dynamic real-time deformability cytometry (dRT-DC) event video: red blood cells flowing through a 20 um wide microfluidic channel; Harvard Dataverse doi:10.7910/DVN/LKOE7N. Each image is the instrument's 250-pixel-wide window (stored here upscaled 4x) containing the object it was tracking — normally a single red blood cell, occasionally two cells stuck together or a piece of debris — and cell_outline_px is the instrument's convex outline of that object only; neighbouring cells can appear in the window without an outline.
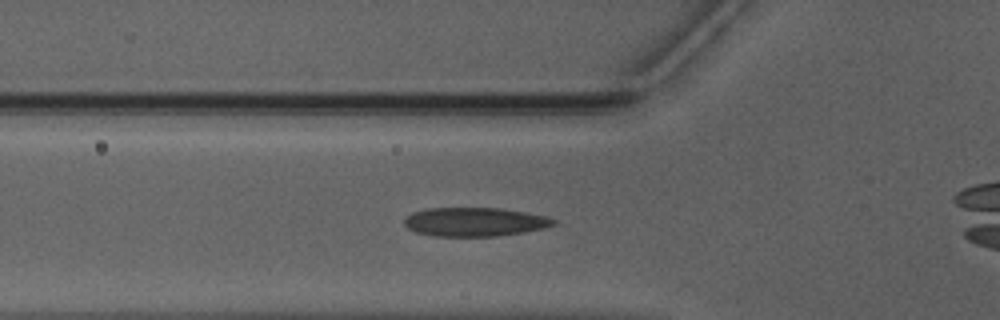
{"species": "Egyptian fruit bat (a non-hibernating species)", "species_latin": "Rousettus aegyptiacus", "temperature_condition": "warm", "stored_images_in_passage": 8, "camera_frame_rate_fps": 3000, "um_per_image_px": 0.085, "animal": {"sex": "male"}, "frame": {"image": 1, "passage_image": 3, "time_ms": 0.667, "image_size_px": [1000, 320], "cell_outline_px": [[556, 224], [544, 228], [524, 232], [500, 236], [432, 236], [416, 232], [408, 228], [404, 224], [404, 216], [412, 212], [428, 208], [500, 208], [548, 216], [556, 220]], "centroid_in_image_um": [40.34, 18.86], "position_along_channel_um": 85.5, "area_um2": 25.26}}
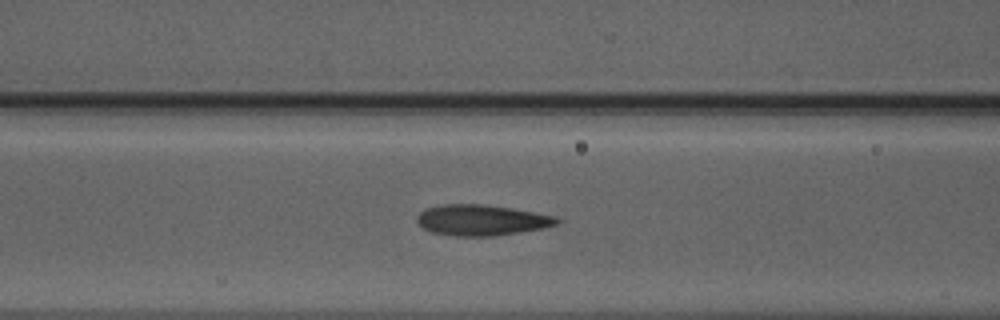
{"frame": {"image": 2, "passage_image": 6, "time_ms": 1.667, "image_size_px": [1000, 320], "cell_outline_px": [[560, 220], [556, 224], [544, 228], [496, 236], [456, 236], [432, 232], [424, 228], [416, 220], [416, 216], [424, 208], [444, 204], [480, 204], [512, 208], [556, 216]], "centroid_in_image_um": [40.92, 18.71], "position_along_channel_um": 125.7, "area_um2": 25.09}}